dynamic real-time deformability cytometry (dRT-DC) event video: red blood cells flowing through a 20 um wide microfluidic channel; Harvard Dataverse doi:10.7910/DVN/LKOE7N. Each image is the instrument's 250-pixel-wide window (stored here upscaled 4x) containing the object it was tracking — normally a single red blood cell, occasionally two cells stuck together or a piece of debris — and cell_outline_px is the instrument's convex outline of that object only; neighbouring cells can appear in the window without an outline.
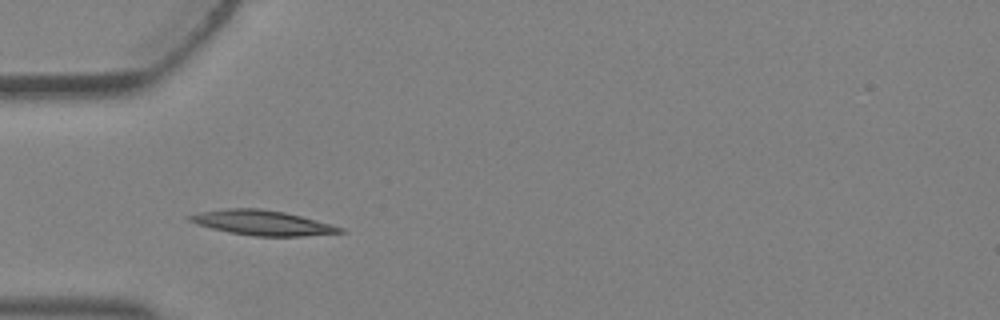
{"species": "Egyptian fruit bat (a non-hibernating species)", "species_latin": "Rousettus aegyptiacus", "temperature_condition": "warm", "stored_images_in_passage": 3, "camera_frame_rate_fps": 3000, "um_per_image_px": 0.085, "animal": {"sex": "female"}, "frame": {"image": 1, "passage_image": 3, "time_ms": 0.667, "image_size_px": [1000, 320], "cell_outline_px": [[348, 232], [304, 236], [252, 236], [212, 228], [196, 224], [188, 220], [184, 216], [200, 212], [228, 208], [260, 208], [284, 212], [332, 224], [344, 228]], "centroid_in_image_um": [22.31, 18.93], "position_along_channel_um": 62.7, "area_um2": 21.79}}